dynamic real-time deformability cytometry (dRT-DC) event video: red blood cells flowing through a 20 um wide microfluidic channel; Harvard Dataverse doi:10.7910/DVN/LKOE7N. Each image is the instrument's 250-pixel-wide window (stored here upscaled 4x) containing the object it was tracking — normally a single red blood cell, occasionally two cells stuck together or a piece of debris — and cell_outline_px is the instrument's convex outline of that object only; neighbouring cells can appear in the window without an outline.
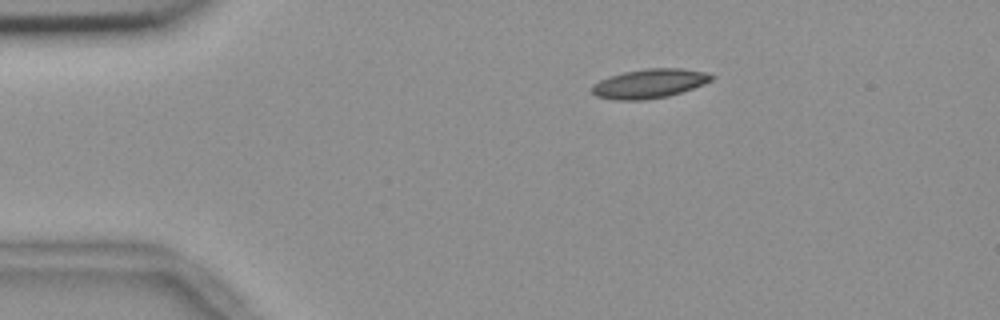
{"species": "common noctule bat (a hibernating species)", "species_latin": "Nyctalus noctula", "temperature_condition": "room temperature", "stored_images_in_passage": 47, "camera_frame_rate_fps": 3000, "um_per_image_px": 0.085, "animal": {"sex": "female", "body_mass_g": 18.4}, "frame": {"image": 1, "passage_image": 2, "time_ms": 0.333, "image_size_px": [1000, 320], "cell_outline_px": [[716, 76], [712, 80], [704, 84], [668, 96], [644, 100], [616, 100], [596, 96], [592, 92], [592, 84], [608, 76], [624, 72], [648, 68], [680, 68], [704, 72]], "centroid_in_image_um": [55.18, 7.1], "position_along_channel_um": 29.8, "area_um2": 20.29}}
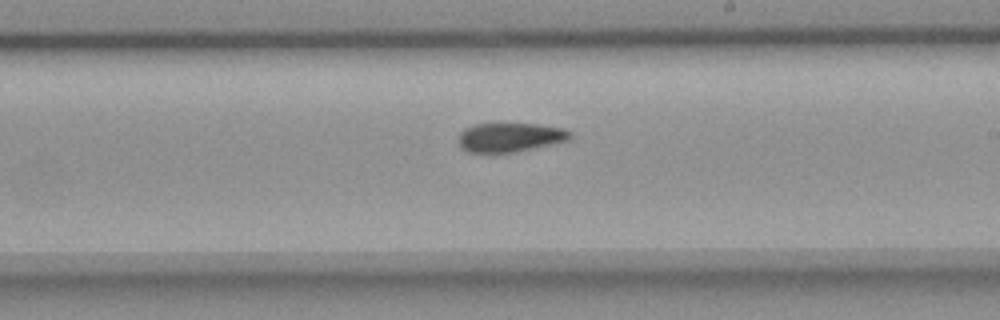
{"frame": {"image": 2, "passage_image": 24, "time_ms": 7.667, "image_size_px": [1000, 320], "cell_outline_px": [[572, 136], [568, 140], [552, 144], [516, 152], [468, 152], [460, 148], [456, 140], [460, 132], [464, 128], [476, 124], [536, 124], [564, 128], [572, 132]], "centroid_in_image_um": [43.32, 11.67], "position_along_channel_um": 245.7, "area_um2": 19.07}}
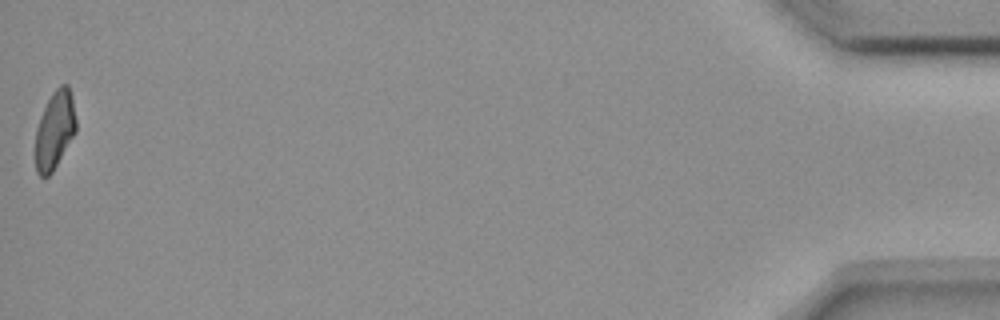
{"frame": {"image": 3, "passage_image": 47, "time_ms": 15.333, "image_size_px": [1000, 320], "cell_outline_px": [[76, 132], [52, 172], [48, 176], [40, 176], [36, 172], [36, 128], [40, 116], [52, 92], [60, 84], [68, 84], [72, 96], [76, 120]], "centroid_in_image_um": [4.66, 11.03], "position_along_channel_um": 430.5, "area_um2": 18.38}, "authors_computed_cell_mechanics": {"area_um2": 19.9988, "velocity_mm_per_s": 3.6729, "shape_relaxation_time_tau1_ms": null, "shape_relaxation_time_tau2_ms": 4.9975, "deformation_change_tau1": null, "deformation_change_tau2": 0.1087}}